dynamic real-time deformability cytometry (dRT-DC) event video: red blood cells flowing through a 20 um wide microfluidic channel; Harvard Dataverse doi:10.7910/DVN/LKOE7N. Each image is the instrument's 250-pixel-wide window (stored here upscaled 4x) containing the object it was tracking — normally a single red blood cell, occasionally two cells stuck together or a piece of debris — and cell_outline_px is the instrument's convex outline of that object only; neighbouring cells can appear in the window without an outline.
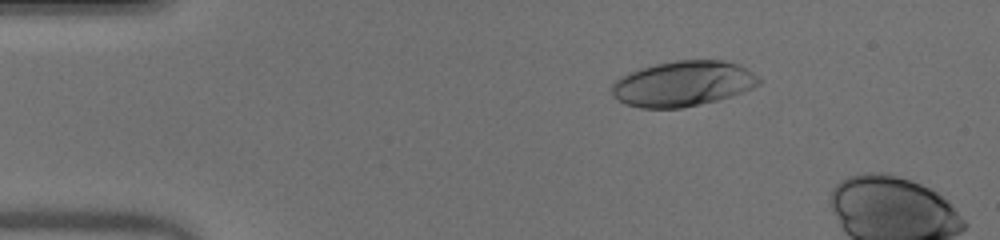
{"species": "human", "species_latin": "Homo sapiens", "temperature_condition": "warm", "stored_images_in_passage": 7, "camera_frame_rate_fps": 3000, "um_per_image_px": 0.085, "donor": {"sex": "male"}, "frame": {"image": 1, "passage_image": 1, "time_ms": 0.0, "image_size_px": [1000, 240], "cell_outline_px": [[760, 84], [752, 88], [716, 100], [680, 108], [640, 108], [624, 104], [612, 96], [612, 84], [620, 76], [628, 72], [640, 68], [656, 64], [676, 60], [720, 60], [736, 64], [760, 76]], "centroid_in_image_um": [58.0, 7.11], "position_along_channel_um": 27.0, "area_um2": 38.67}}